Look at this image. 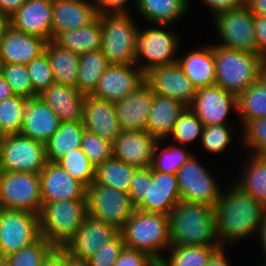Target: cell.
<instances>
[{
  "mask_svg": "<svg viewBox=\"0 0 266 266\" xmlns=\"http://www.w3.org/2000/svg\"><path fill=\"white\" fill-rule=\"evenodd\" d=\"M266 206L236 185L221 193L214 207L215 233L220 246L258 233Z\"/></svg>",
  "mask_w": 266,
  "mask_h": 266,
  "instance_id": "1",
  "label": "cell"
},
{
  "mask_svg": "<svg viewBox=\"0 0 266 266\" xmlns=\"http://www.w3.org/2000/svg\"><path fill=\"white\" fill-rule=\"evenodd\" d=\"M168 216L171 246L220 245L214 207L180 201Z\"/></svg>",
  "mask_w": 266,
  "mask_h": 266,
  "instance_id": "2",
  "label": "cell"
},
{
  "mask_svg": "<svg viewBox=\"0 0 266 266\" xmlns=\"http://www.w3.org/2000/svg\"><path fill=\"white\" fill-rule=\"evenodd\" d=\"M124 245L148 254L159 263L162 249L171 247L169 216L136 209L120 231Z\"/></svg>",
  "mask_w": 266,
  "mask_h": 266,
  "instance_id": "3",
  "label": "cell"
},
{
  "mask_svg": "<svg viewBox=\"0 0 266 266\" xmlns=\"http://www.w3.org/2000/svg\"><path fill=\"white\" fill-rule=\"evenodd\" d=\"M215 85L239 96L260 77L263 56L214 45Z\"/></svg>",
  "mask_w": 266,
  "mask_h": 266,
  "instance_id": "4",
  "label": "cell"
},
{
  "mask_svg": "<svg viewBox=\"0 0 266 266\" xmlns=\"http://www.w3.org/2000/svg\"><path fill=\"white\" fill-rule=\"evenodd\" d=\"M38 216L41 236L54 247L63 248L83 224L87 216V200L42 203Z\"/></svg>",
  "mask_w": 266,
  "mask_h": 266,
  "instance_id": "5",
  "label": "cell"
},
{
  "mask_svg": "<svg viewBox=\"0 0 266 266\" xmlns=\"http://www.w3.org/2000/svg\"><path fill=\"white\" fill-rule=\"evenodd\" d=\"M101 20L100 51L110 64H136L134 44L139 29L128 14L97 15Z\"/></svg>",
  "mask_w": 266,
  "mask_h": 266,
  "instance_id": "6",
  "label": "cell"
},
{
  "mask_svg": "<svg viewBox=\"0 0 266 266\" xmlns=\"http://www.w3.org/2000/svg\"><path fill=\"white\" fill-rule=\"evenodd\" d=\"M41 207L40 173L0 171V208L39 215Z\"/></svg>",
  "mask_w": 266,
  "mask_h": 266,
  "instance_id": "7",
  "label": "cell"
},
{
  "mask_svg": "<svg viewBox=\"0 0 266 266\" xmlns=\"http://www.w3.org/2000/svg\"><path fill=\"white\" fill-rule=\"evenodd\" d=\"M87 215L110 224L119 232L136 210L130 195L95 184L86 188Z\"/></svg>",
  "mask_w": 266,
  "mask_h": 266,
  "instance_id": "8",
  "label": "cell"
},
{
  "mask_svg": "<svg viewBox=\"0 0 266 266\" xmlns=\"http://www.w3.org/2000/svg\"><path fill=\"white\" fill-rule=\"evenodd\" d=\"M155 25L156 28L139 30L135 37L136 65L144 73L153 67L169 65L178 61L175 56L177 49H179L178 37L172 31L163 30L168 24ZM142 57L147 61L139 64Z\"/></svg>",
  "mask_w": 266,
  "mask_h": 266,
  "instance_id": "9",
  "label": "cell"
},
{
  "mask_svg": "<svg viewBox=\"0 0 266 266\" xmlns=\"http://www.w3.org/2000/svg\"><path fill=\"white\" fill-rule=\"evenodd\" d=\"M47 162L45 144L21 133L0 144V171L40 173Z\"/></svg>",
  "mask_w": 266,
  "mask_h": 266,
  "instance_id": "10",
  "label": "cell"
},
{
  "mask_svg": "<svg viewBox=\"0 0 266 266\" xmlns=\"http://www.w3.org/2000/svg\"><path fill=\"white\" fill-rule=\"evenodd\" d=\"M215 26L221 39L220 46L237 51L260 54L254 32V14L243 5L214 16Z\"/></svg>",
  "mask_w": 266,
  "mask_h": 266,
  "instance_id": "11",
  "label": "cell"
},
{
  "mask_svg": "<svg viewBox=\"0 0 266 266\" xmlns=\"http://www.w3.org/2000/svg\"><path fill=\"white\" fill-rule=\"evenodd\" d=\"M192 155L177 171L181 201L215 207L222 191L217 181Z\"/></svg>",
  "mask_w": 266,
  "mask_h": 266,
  "instance_id": "12",
  "label": "cell"
},
{
  "mask_svg": "<svg viewBox=\"0 0 266 266\" xmlns=\"http://www.w3.org/2000/svg\"><path fill=\"white\" fill-rule=\"evenodd\" d=\"M40 237L37 214L0 208V239L5 257L31 245Z\"/></svg>",
  "mask_w": 266,
  "mask_h": 266,
  "instance_id": "13",
  "label": "cell"
},
{
  "mask_svg": "<svg viewBox=\"0 0 266 266\" xmlns=\"http://www.w3.org/2000/svg\"><path fill=\"white\" fill-rule=\"evenodd\" d=\"M144 82L145 73L136 64H110L90 95L115 103L132 94Z\"/></svg>",
  "mask_w": 266,
  "mask_h": 266,
  "instance_id": "14",
  "label": "cell"
},
{
  "mask_svg": "<svg viewBox=\"0 0 266 266\" xmlns=\"http://www.w3.org/2000/svg\"><path fill=\"white\" fill-rule=\"evenodd\" d=\"M145 82L157 96H166L189 107L197 88L184 74L178 62L151 68L145 73Z\"/></svg>",
  "mask_w": 266,
  "mask_h": 266,
  "instance_id": "15",
  "label": "cell"
},
{
  "mask_svg": "<svg viewBox=\"0 0 266 266\" xmlns=\"http://www.w3.org/2000/svg\"><path fill=\"white\" fill-rule=\"evenodd\" d=\"M119 231L110 224L87 215L77 233L63 249L76 262H85L95 255L101 246L112 239Z\"/></svg>",
  "mask_w": 266,
  "mask_h": 266,
  "instance_id": "16",
  "label": "cell"
},
{
  "mask_svg": "<svg viewBox=\"0 0 266 266\" xmlns=\"http://www.w3.org/2000/svg\"><path fill=\"white\" fill-rule=\"evenodd\" d=\"M189 107L204 126L229 125L226 116L230 108L237 110V96L216 85L202 87Z\"/></svg>",
  "mask_w": 266,
  "mask_h": 266,
  "instance_id": "17",
  "label": "cell"
},
{
  "mask_svg": "<svg viewBox=\"0 0 266 266\" xmlns=\"http://www.w3.org/2000/svg\"><path fill=\"white\" fill-rule=\"evenodd\" d=\"M181 201L177 176L165 174L147 167L145 203L139 210L169 215Z\"/></svg>",
  "mask_w": 266,
  "mask_h": 266,
  "instance_id": "18",
  "label": "cell"
},
{
  "mask_svg": "<svg viewBox=\"0 0 266 266\" xmlns=\"http://www.w3.org/2000/svg\"><path fill=\"white\" fill-rule=\"evenodd\" d=\"M42 203L86 199V187L57 162H47L40 172Z\"/></svg>",
  "mask_w": 266,
  "mask_h": 266,
  "instance_id": "19",
  "label": "cell"
},
{
  "mask_svg": "<svg viewBox=\"0 0 266 266\" xmlns=\"http://www.w3.org/2000/svg\"><path fill=\"white\" fill-rule=\"evenodd\" d=\"M83 126L105 141L113 144L119 137L121 128L114 103L86 95L83 104Z\"/></svg>",
  "mask_w": 266,
  "mask_h": 266,
  "instance_id": "20",
  "label": "cell"
},
{
  "mask_svg": "<svg viewBox=\"0 0 266 266\" xmlns=\"http://www.w3.org/2000/svg\"><path fill=\"white\" fill-rule=\"evenodd\" d=\"M154 92L144 82L136 91L114 103L121 131H146Z\"/></svg>",
  "mask_w": 266,
  "mask_h": 266,
  "instance_id": "21",
  "label": "cell"
},
{
  "mask_svg": "<svg viewBox=\"0 0 266 266\" xmlns=\"http://www.w3.org/2000/svg\"><path fill=\"white\" fill-rule=\"evenodd\" d=\"M157 142L147 131H121L112 144L113 157L136 168L151 167Z\"/></svg>",
  "mask_w": 266,
  "mask_h": 266,
  "instance_id": "22",
  "label": "cell"
},
{
  "mask_svg": "<svg viewBox=\"0 0 266 266\" xmlns=\"http://www.w3.org/2000/svg\"><path fill=\"white\" fill-rule=\"evenodd\" d=\"M10 25L49 42L52 40V0H25L10 18Z\"/></svg>",
  "mask_w": 266,
  "mask_h": 266,
  "instance_id": "23",
  "label": "cell"
},
{
  "mask_svg": "<svg viewBox=\"0 0 266 266\" xmlns=\"http://www.w3.org/2000/svg\"><path fill=\"white\" fill-rule=\"evenodd\" d=\"M46 43L41 37L18 31L9 25L0 44L2 62L27 65L44 53Z\"/></svg>",
  "mask_w": 266,
  "mask_h": 266,
  "instance_id": "24",
  "label": "cell"
},
{
  "mask_svg": "<svg viewBox=\"0 0 266 266\" xmlns=\"http://www.w3.org/2000/svg\"><path fill=\"white\" fill-rule=\"evenodd\" d=\"M97 17L94 3L86 0H52V39L88 25Z\"/></svg>",
  "mask_w": 266,
  "mask_h": 266,
  "instance_id": "25",
  "label": "cell"
},
{
  "mask_svg": "<svg viewBox=\"0 0 266 266\" xmlns=\"http://www.w3.org/2000/svg\"><path fill=\"white\" fill-rule=\"evenodd\" d=\"M61 121L54 110L38 97L28 99L20 133L46 143L58 130Z\"/></svg>",
  "mask_w": 266,
  "mask_h": 266,
  "instance_id": "26",
  "label": "cell"
},
{
  "mask_svg": "<svg viewBox=\"0 0 266 266\" xmlns=\"http://www.w3.org/2000/svg\"><path fill=\"white\" fill-rule=\"evenodd\" d=\"M37 97L54 110L61 122L83 121L86 95L76 87L54 83Z\"/></svg>",
  "mask_w": 266,
  "mask_h": 266,
  "instance_id": "27",
  "label": "cell"
},
{
  "mask_svg": "<svg viewBox=\"0 0 266 266\" xmlns=\"http://www.w3.org/2000/svg\"><path fill=\"white\" fill-rule=\"evenodd\" d=\"M186 107L180 101L154 94L146 131L158 141L168 139L177 119Z\"/></svg>",
  "mask_w": 266,
  "mask_h": 266,
  "instance_id": "28",
  "label": "cell"
},
{
  "mask_svg": "<svg viewBox=\"0 0 266 266\" xmlns=\"http://www.w3.org/2000/svg\"><path fill=\"white\" fill-rule=\"evenodd\" d=\"M190 82L198 89L215 85V61L212 45L191 51L177 61Z\"/></svg>",
  "mask_w": 266,
  "mask_h": 266,
  "instance_id": "29",
  "label": "cell"
},
{
  "mask_svg": "<svg viewBox=\"0 0 266 266\" xmlns=\"http://www.w3.org/2000/svg\"><path fill=\"white\" fill-rule=\"evenodd\" d=\"M44 52L50 61L55 83L77 88L79 54L62 47L54 39L46 43Z\"/></svg>",
  "mask_w": 266,
  "mask_h": 266,
  "instance_id": "30",
  "label": "cell"
},
{
  "mask_svg": "<svg viewBox=\"0 0 266 266\" xmlns=\"http://www.w3.org/2000/svg\"><path fill=\"white\" fill-rule=\"evenodd\" d=\"M136 8L145 20L155 24H173L187 12L189 0H135Z\"/></svg>",
  "mask_w": 266,
  "mask_h": 266,
  "instance_id": "31",
  "label": "cell"
},
{
  "mask_svg": "<svg viewBox=\"0 0 266 266\" xmlns=\"http://www.w3.org/2000/svg\"><path fill=\"white\" fill-rule=\"evenodd\" d=\"M85 129L82 121L61 122L58 130L45 143L48 162H57L72 150L81 147Z\"/></svg>",
  "mask_w": 266,
  "mask_h": 266,
  "instance_id": "32",
  "label": "cell"
},
{
  "mask_svg": "<svg viewBox=\"0 0 266 266\" xmlns=\"http://www.w3.org/2000/svg\"><path fill=\"white\" fill-rule=\"evenodd\" d=\"M101 38V20L97 16L88 25L75 30L63 32L54 40L62 47L80 55L86 52L100 50Z\"/></svg>",
  "mask_w": 266,
  "mask_h": 266,
  "instance_id": "33",
  "label": "cell"
},
{
  "mask_svg": "<svg viewBox=\"0 0 266 266\" xmlns=\"http://www.w3.org/2000/svg\"><path fill=\"white\" fill-rule=\"evenodd\" d=\"M138 168L114 157L95 168L94 183L128 193Z\"/></svg>",
  "mask_w": 266,
  "mask_h": 266,
  "instance_id": "34",
  "label": "cell"
},
{
  "mask_svg": "<svg viewBox=\"0 0 266 266\" xmlns=\"http://www.w3.org/2000/svg\"><path fill=\"white\" fill-rule=\"evenodd\" d=\"M109 65L100 50L80 54L77 89L84 95H90Z\"/></svg>",
  "mask_w": 266,
  "mask_h": 266,
  "instance_id": "35",
  "label": "cell"
},
{
  "mask_svg": "<svg viewBox=\"0 0 266 266\" xmlns=\"http://www.w3.org/2000/svg\"><path fill=\"white\" fill-rule=\"evenodd\" d=\"M248 159L242 177L234 185L266 206V159L253 154Z\"/></svg>",
  "mask_w": 266,
  "mask_h": 266,
  "instance_id": "36",
  "label": "cell"
},
{
  "mask_svg": "<svg viewBox=\"0 0 266 266\" xmlns=\"http://www.w3.org/2000/svg\"><path fill=\"white\" fill-rule=\"evenodd\" d=\"M237 111L244 125L266 117V82L261 77L237 97Z\"/></svg>",
  "mask_w": 266,
  "mask_h": 266,
  "instance_id": "37",
  "label": "cell"
},
{
  "mask_svg": "<svg viewBox=\"0 0 266 266\" xmlns=\"http://www.w3.org/2000/svg\"><path fill=\"white\" fill-rule=\"evenodd\" d=\"M220 245L171 246L168 260L163 258L158 266H206L210 256Z\"/></svg>",
  "mask_w": 266,
  "mask_h": 266,
  "instance_id": "38",
  "label": "cell"
},
{
  "mask_svg": "<svg viewBox=\"0 0 266 266\" xmlns=\"http://www.w3.org/2000/svg\"><path fill=\"white\" fill-rule=\"evenodd\" d=\"M57 163L65 169L74 179L81 182L86 188L95 179V167L90 163L86 154L81 148H76L70 153L61 157Z\"/></svg>",
  "mask_w": 266,
  "mask_h": 266,
  "instance_id": "39",
  "label": "cell"
},
{
  "mask_svg": "<svg viewBox=\"0 0 266 266\" xmlns=\"http://www.w3.org/2000/svg\"><path fill=\"white\" fill-rule=\"evenodd\" d=\"M27 101V98L19 95L0 101V124L7 135L20 133Z\"/></svg>",
  "mask_w": 266,
  "mask_h": 266,
  "instance_id": "40",
  "label": "cell"
},
{
  "mask_svg": "<svg viewBox=\"0 0 266 266\" xmlns=\"http://www.w3.org/2000/svg\"><path fill=\"white\" fill-rule=\"evenodd\" d=\"M162 141H158L155 145L151 169L165 173V174H175L177 171L190 159L192 156L184 147L181 149L176 146H169L162 149L159 154H157L158 149H160L158 144Z\"/></svg>",
  "mask_w": 266,
  "mask_h": 266,
  "instance_id": "41",
  "label": "cell"
},
{
  "mask_svg": "<svg viewBox=\"0 0 266 266\" xmlns=\"http://www.w3.org/2000/svg\"><path fill=\"white\" fill-rule=\"evenodd\" d=\"M55 247L44 237L6 257V266H42Z\"/></svg>",
  "mask_w": 266,
  "mask_h": 266,
  "instance_id": "42",
  "label": "cell"
},
{
  "mask_svg": "<svg viewBox=\"0 0 266 266\" xmlns=\"http://www.w3.org/2000/svg\"><path fill=\"white\" fill-rule=\"evenodd\" d=\"M204 125L196 114L186 107L177 119L170 136L181 144H189L195 139L202 137Z\"/></svg>",
  "mask_w": 266,
  "mask_h": 266,
  "instance_id": "43",
  "label": "cell"
},
{
  "mask_svg": "<svg viewBox=\"0 0 266 266\" xmlns=\"http://www.w3.org/2000/svg\"><path fill=\"white\" fill-rule=\"evenodd\" d=\"M1 74L12 88L14 95L27 99L38 96L33 90L26 65L19 63L3 64Z\"/></svg>",
  "mask_w": 266,
  "mask_h": 266,
  "instance_id": "44",
  "label": "cell"
},
{
  "mask_svg": "<svg viewBox=\"0 0 266 266\" xmlns=\"http://www.w3.org/2000/svg\"><path fill=\"white\" fill-rule=\"evenodd\" d=\"M80 148L95 168L113 157L112 144L87 130L82 135Z\"/></svg>",
  "mask_w": 266,
  "mask_h": 266,
  "instance_id": "45",
  "label": "cell"
},
{
  "mask_svg": "<svg viewBox=\"0 0 266 266\" xmlns=\"http://www.w3.org/2000/svg\"><path fill=\"white\" fill-rule=\"evenodd\" d=\"M243 129L247 149L254 156L266 159V117L248 121Z\"/></svg>",
  "mask_w": 266,
  "mask_h": 266,
  "instance_id": "46",
  "label": "cell"
},
{
  "mask_svg": "<svg viewBox=\"0 0 266 266\" xmlns=\"http://www.w3.org/2000/svg\"><path fill=\"white\" fill-rule=\"evenodd\" d=\"M26 68L37 95L55 83L50 61L45 52L28 63Z\"/></svg>",
  "mask_w": 266,
  "mask_h": 266,
  "instance_id": "47",
  "label": "cell"
},
{
  "mask_svg": "<svg viewBox=\"0 0 266 266\" xmlns=\"http://www.w3.org/2000/svg\"><path fill=\"white\" fill-rule=\"evenodd\" d=\"M232 128L230 125L204 126L201 142L208 154H218L226 149L232 140Z\"/></svg>",
  "mask_w": 266,
  "mask_h": 266,
  "instance_id": "48",
  "label": "cell"
},
{
  "mask_svg": "<svg viewBox=\"0 0 266 266\" xmlns=\"http://www.w3.org/2000/svg\"><path fill=\"white\" fill-rule=\"evenodd\" d=\"M124 246L123 236L121 232H118L106 244L101 246L95 255L84 263L87 266H113Z\"/></svg>",
  "mask_w": 266,
  "mask_h": 266,
  "instance_id": "49",
  "label": "cell"
},
{
  "mask_svg": "<svg viewBox=\"0 0 266 266\" xmlns=\"http://www.w3.org/2000/svg\"><path fill=\"white\" fill-rule=\"evenodd\" d=\"M113 266H158L148 254L124 246Z\"/></svg>",
  "mask_w": 266,
  "mask_h": 266,
  "instance_id": "50",
  "label": "cell"
},
{
  "mask_svg": "<svg viewBox=\"0 0 266 266\" xmlns=\"http://www.w3.org/2000/svg\"><path fill=\"white\" fill-rule=\"evenodd\" d=\"M147 190V168H138L130 183L128 194L136 209L145 203Z\"/></svg>",
  "mask_w": 266,
  "mask_h": 266,
  "instance_id": "51",
  "label": "cell"
},
{
  "mask_svg": "<svg viewBox=\"0 0 266 266\" xmlns=\"http://www.w3.org/2000/svg\"><path fill=\"white\" fill-rule=\"evenodd\" d=\"M129 0H94L97 15L128 14L125 7Z\"/></svg>",
  "mask_w": 266,
  "mask_h": 266,
  "instance_id": "52",
  "label": "cell"
},
{
  "mask_svg": "<svg viewBox=\"0 0 266 266\" xmlns=\"http://www.w3.org/2000/svg\"><path fill=\"white\" fill-rule=\"evenodd\" d=\"M254 32L257 50L266 57V16L254 15Z\"/></svg>",
  "mask_w": 266,
  "mask_h": 266,
  "instance_id": "53",
  "label": "cell"
},
{
  "mask_svg": "<svg viewBox=\"0 0 266 266\" xmlns=\"http://www.w3.org/2000/svg\"><path fill=\"white\" fill-rule=\"evenodd\" d=\"M202 2L213 10V16L245 5V0H202Z\"/></svg>",
  "mask_w": 266,
  "mask_h": 266,
  "instance_id": "54",
  "label": "cell"
},
{
  "mask_svg": "<svg viewBox=\"0 0 266 266\" xmlns=\"http://www.w3.org/2000/svg\"><path fill=\"white\" fill-rule=\"evenodd\" d=\"M70 255L60 247H55L44 259L42 266H69Z\"/></svg>",
  "mask_w": 266,
  "mask_h": 266,
  "instance_id": "55",
  "label": "cell"
},
{
  "mask_svg": "<svg viewBox=\"0 0 266 266\" xmlns=\"http://www.w3.org/2000/svg\"><path fill=\"white\" fill-rule=\"evenodd\" d=\"M24 2L25 0H0V15L10 19Z\"/></svg>",
  "mask_w": 266,
  "mask_h": 266,
  "instance_id": "56",
  "label": "cell"
},
{
  "mask_svg": "<svg viewBox=\"0 0 266 266\" xmlns=\"http://www.w3.org/2000/svg\"><path fill=\"white\" fill-rule=\"evenodd\" d=\"M226 247L220 246L211 256L206 266H229Z\"/></svg>",
  "mask_w": 266,
  "mask_h": 266,
  "instance_id": "57",
  "label": "cell"
},
{
  "mask_svg": "<svg viewBox=\"0 0 266 266\" xmlns=\"http://www.w3.org/2000/svg\"><path fill=\"white\" fill-rule=\"evenodd\" d=\"M245 5L254 15L266 16V0H245Z\"/></svg>",
  "mask_w": 266,
  "mask_h": 266,
  "instance_id": "58",
  "label": "cell"
},
{
  "mask_svg": "<svg viewBox=\"0 0 266 266\" xmlns=\"http://www.w3.org/2000/svg\"><path fill=\"white\" fill-rule=\"evenodd\" d=\"M258 234L259 238H261L262 249L265 255V261L263 263L264 264L263 266H266V211L264 212L262 220L260 222Z\"/></svg>",
  "mask_w": 266,
  "mask_h": 266,
  "instance_id": "59",
  "label": "cell"
},
{
  "mask_svg": "<svg viewBox=\"0 0 266 266\" xmlns=\"http://www.w3.org/2000/svg\"><path fill=\"white\" fill-rule=\"evenodd\" d=\"M14 93L10 85L5 81L4 76L0 73V101L13 96Z\"/></svg>",
  "mask_w": 266,
  "mask_h": 266,
  "instance_id": "60",
  "label": "cell"
},
{
  "mask_svg": "<svg viewBox=\"0 0 266 266\" xmlns=\"http://www.w3.org/2000/svg\"><path fill=\"white\" fill-rule=\"evenodd\" d=\"M9 25H10V19L0 15V44L4 36V32Z\"/></svg>",
  "mask_w": 266,
  "mask_h": 266,
  "instance_id": "61",
  "label": "cell"
},
{
  "mask_svg": "<svg viewBox=\"0 0 266 266\" xmlns=\"http://www.w3.org/2000/svg\"><path fill=\"white\" fill-rule=\"evenodd\" d=\"M260 77L266 82V57H263L261 61Z\"/></svg>",
  "mask_w": 266,
  "mask_h": 266,
  "instance_id": "62",
  "label": "cell"
},
{
  "mask_svg": "<svg viewBox=\"0 0 266 266\" xmlns=\"http://www.w3.org/2000/svg\"><path fill=\"white\" fill-rule=\"evenodd\" d=\"M7 134L4 131L2 125L0 124V144L7 138Z\"/></svg>",
  "mask_w": 266,
  "mask_h": 266,
  "instance_id": "63",
  "label": "cell"
},
{
  "mask_svg": "<svg viewBox=\"0 0 266 266\" xmlns=\"http://www.w3.org/2000/svg\"><path fill=\"white\" fill-rule=\"evenodd\" d=\"M69 266H87L84 262L71 261Z\"/></svg>",
  "mask_w": 266,
  "mask_h": 266,
  "instance_id": "64",
  "label": "cell"
},
{
  "mask_svg": "<svg viewBox=\"0 0 266 266\" xmlns=\"http://www.w3.org/2000/svg\"><path fill=\"white\" fill-rule=\"evenodd\" d=\"M0 266H6V257H0Z\"/></svg>",
  "mask_w": 266,
  "mask_h": 266,
  "instance_id": "65",
  "label": "cell"
},
{
  "mask_svg": "<svg viewBox=\"0 0 266 266\" xmlns=\"http://www.w3.org/2000/svg\"><path fill=\"white\" fill-rule=\"evenodd\" d=\"M0 257H5L4 250L2 247L1 239H0Z\"/></svg>",
  "mask_w": 266,
  "mask_h": 266,
  "instance_id": "66",
  "label": "cell"
},
{
  "mask_svg": "<svg viewBox=\"0 0 266 266\" xmlns=\"http://www.w3.org/2000/svg\"><path fill=\"white\" fill-rule=\"evenodd\" d=\"M2 67H3V62H2L1 55H0V73H1V71H2Z\"/></svg>",
  "mask_w": 266,
  "mask_h": 266,
  "instance_id": "67",
  "label": "cell"
}]
</instances>
